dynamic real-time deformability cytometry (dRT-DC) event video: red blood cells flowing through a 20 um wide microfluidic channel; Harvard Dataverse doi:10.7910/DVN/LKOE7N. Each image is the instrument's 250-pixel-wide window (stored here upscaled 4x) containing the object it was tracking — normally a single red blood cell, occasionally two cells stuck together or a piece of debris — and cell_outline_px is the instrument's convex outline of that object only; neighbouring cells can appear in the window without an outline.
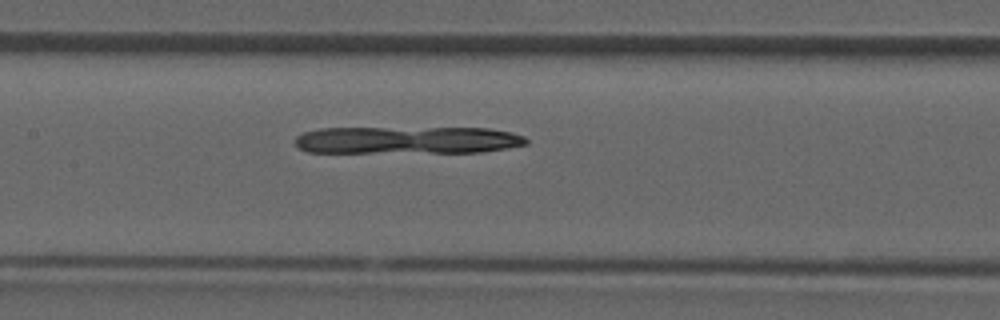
{"species": "common noctule bat (a hibernating species)", "species_latin": "Nyctalus noctula", "temperature_condition": "room temperature", "stored_images_in_passage": 37, "camera_frame_rate_fps": 3000, "um_per_image_px": 0.085, "animal": {"sex": "male", "forearm_length_mm": 52.5}, "frame": {"image": 1, "passage_image": 18, "time_ms": 5.667, "image_size_px": [1000, 320], "cell_outline_px": [[528, 144], [480, 152], [308, 152], [300, 148], [292, 140], [296, 136], [304, 132], [320, 128], [488, 128], [512, 132], [524, 136], [528, 140]], "centroid_in_image_um": [34.61, 11.9], "position_along_channel_um": 172.8, "area_um2": 36.93}}